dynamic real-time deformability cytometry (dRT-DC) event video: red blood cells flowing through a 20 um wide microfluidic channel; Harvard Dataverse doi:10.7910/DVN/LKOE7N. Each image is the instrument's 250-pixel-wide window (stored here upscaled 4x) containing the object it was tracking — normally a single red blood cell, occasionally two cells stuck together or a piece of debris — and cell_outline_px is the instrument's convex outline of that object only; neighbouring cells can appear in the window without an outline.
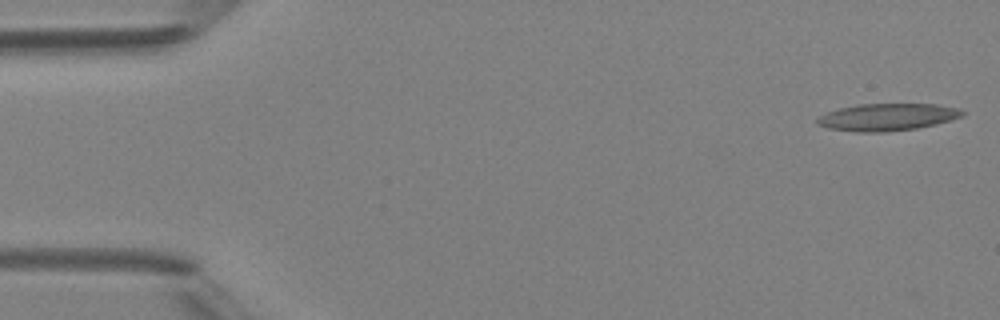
{"species": "Egyptian fruit bat (a non-hibernating species)", "species_latin": "Rousettus aegyptiacus", "temperature_condition": "room temperature", "stored_images_in_passage": 5, "camera_frame_rate_fps": 3000, "um_per_image_px": 0.085, "animal": {"sex": "female"}, "frame": {"image": 1, "passage_image": 1, "time_ms": 0.0, "image_size_px": [1000, 320], "cell_outline_px": [[964, 116], [936, 124], [916, 128], [884, 132], [856, 132], [828, 128], [816, 124], [816, 120], [820, 116], [828, 112], [840, 108], [860, 104], [936, 104], [960, 108], [964, 112]], "centroid_in_image_um": [75.44, 9.95], "position_along_channel_um": 9.6, "area_um2": 22.95}}
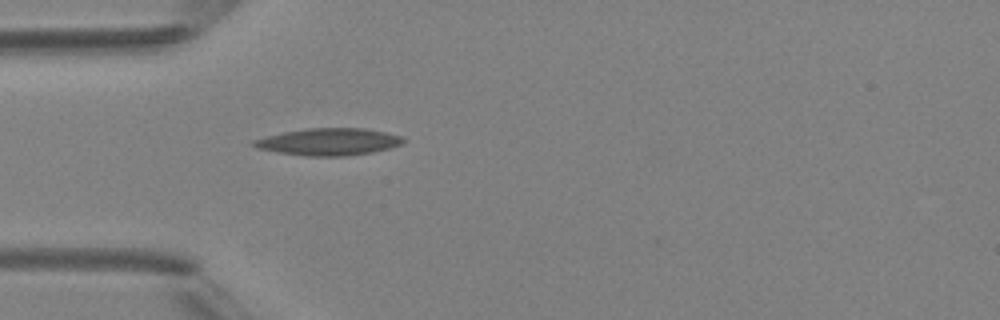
{"frame": {"image": 2, "passage_image": 5, "time_ms": 4.333, "image_size_px": [1000, 320], "cell_outline_px": [[404, 140], [400, 144], [388, 148], [372, 152], [344, 156], [304, 156], [276, 152], [256, 148], [252, 144], [252, 140], [284, 132], [308, 128], [364, 128], [384, 132], [400, 136]], "centroid_in_image_um": [27.89, 12.05], "position_along_channel_um": 57.1, "area_um2": 23.35}}